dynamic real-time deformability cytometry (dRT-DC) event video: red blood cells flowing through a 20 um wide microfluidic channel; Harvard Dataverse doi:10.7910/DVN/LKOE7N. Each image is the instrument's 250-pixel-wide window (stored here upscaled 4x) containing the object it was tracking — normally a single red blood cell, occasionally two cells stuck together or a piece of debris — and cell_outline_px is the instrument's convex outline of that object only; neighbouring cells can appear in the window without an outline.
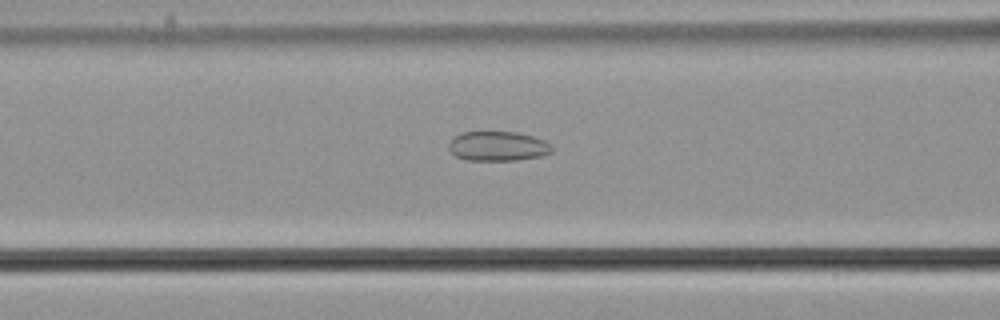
{"species": "common noctule bat (a hibernating species)", "species_latin": "Nyctalus noctula", "temperature_condition": "cold", "stored_images_in_passage": 39, "camera_frame_rate_fps": 3000, "um_per_image_px": 0.085, "animal": {"sex": "male", "body_mass_g": 21.5, "forearm_length_mm": 52.0}, "frame": {"image": 1, "passage_image": 17, "time_ms": 5.333, "image_size_px": [1000, 320], "cell_outline_px": [[552, 152], [540, 156], [516, 160], [464, 160], [456, 156], [448, 148], [448, 144], [452, 136], [460, 132], [516, 132], [532, 136], [544, 140], [552, 144]], "centroid_in_image_um": [42.28, 12.42], "position_along_channel_um": 124.3, "area_um2": 17.92}}
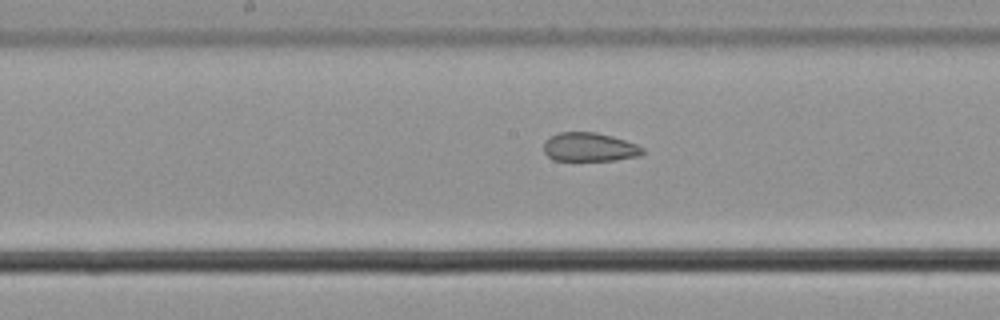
{"frame": {"image": 2, "passage_image": 23, "time_ms": 7.333, "image_size_px": [1000, 320], "cell_outline_px": [[644, 152], [640, 156], [616, 160], [552, 160], [544, 152], [544, 144], [552, 136], [560, 132], [596, 132], [612, 136], [636, 144], [644, 148]], "centroid_in_image_um": [50.13, 12.51], "position_along_channel_um": 198.1, "area_um2": 16.47}}
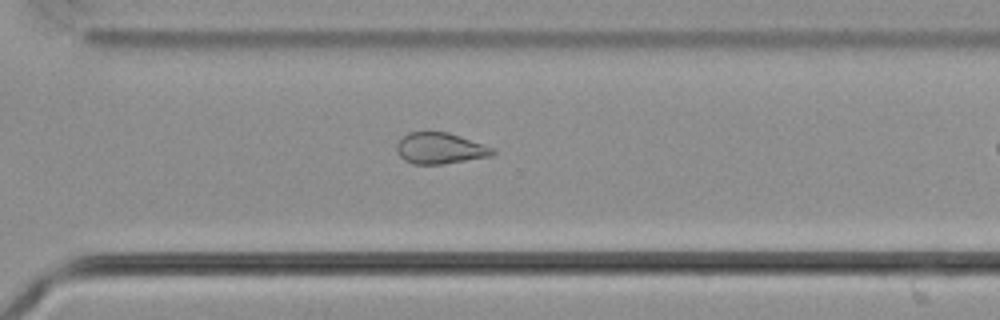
{"frame": {"image": 3, "passage_image": 34, "time_ms": 11.0, "image_size_px": [1000, 320], "cell_outline_px": [[496, 152], [492, 156], [440, 164], [412, 164], [404, 160], [400, 156], [396, 148], [396, 144], [408, 132], [448, 132], [492, 148]], "centroid_in_image_um": [37.37, 12.61], "position_along_channel_um": 333.2, "area_um2": 17.11}}